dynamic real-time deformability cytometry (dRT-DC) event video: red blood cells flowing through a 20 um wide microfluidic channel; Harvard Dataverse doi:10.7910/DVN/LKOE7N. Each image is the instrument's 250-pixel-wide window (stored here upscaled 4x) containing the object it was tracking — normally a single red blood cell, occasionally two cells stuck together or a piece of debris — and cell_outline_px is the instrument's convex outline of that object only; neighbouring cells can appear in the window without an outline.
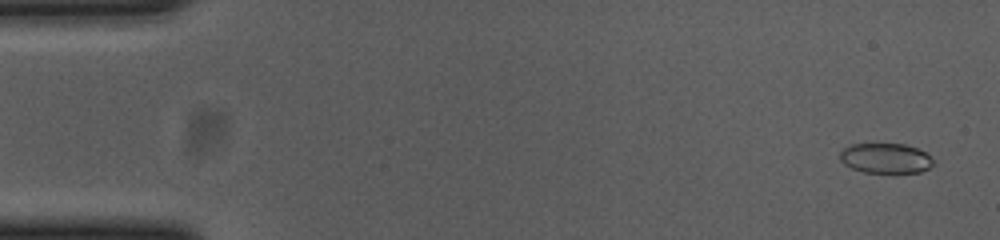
{"species": "common noctule bat (a hibernating species)", "species_latin": "Nyctalus noctula", "temperature_condition": "cold", "stored_images_in_passage": 56, "camera_frame_rate_fps": 3000, "um_per_image_px": 0.085, "animal": {"sex": "female", "body_mass_g": 23.0, "forearm_length_mm": 53.4}, "frame": {"image": 1, "passage_image": 3, "time_ms": 0.667, "image_size_px": [1000, 240], "cell_outline_px": [[932, 164], [928, 168], [920, 172], [864, 172], [852, 168], [844, 164], [840, 160], [840, 152], [848, 144], [904, 144], [916, 148], [924, 152], [932, 160]], "centroid_in_image_um": [75.22, 13.44], "position_along_channel_um": 9.8, "area_um2": 16.07}}
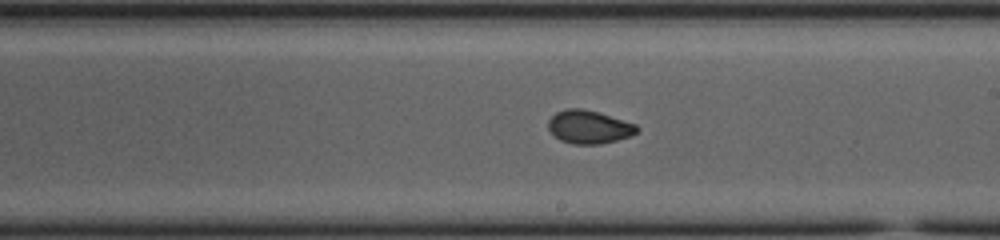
{"frame": {"image": 2, "passage_image": 32, "time_ms": 10.333, "image_size_px": [1000, 240], "cell_outline_px": [[640, 128], [632, 136], [600, 144], [572, 144], [560, 140], [548, 128], [548, 120], [556, 112], [568, 108], [580, 108], [596, 112], [636, 124]], "centroid_in_image_um": [50.06, 10.8], "position_along_channel_um": 238.9, "area_um2": 16.99}}
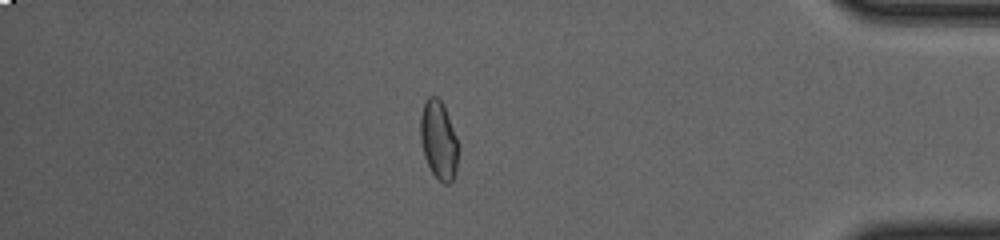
{"frame": {"image": 3, "passage_image": 48, "time_ms": 15.667, "image_size_px": [1000, 240], "cell_outline_px": [[456, 172], [452, 180], [448, 184], [444, 184], [432, 172], [424, 156], [420, 140], [420, 116], [424, 104], [428, 96], [436, 96], [444, 104], [456, 136]], "centroid_in_image_um": [37.26, 11.87], "position_along_channel_um": 397.9, "area_um2": 17.05}, "authors_computed_cell_mechanics": {"area_um2": 17.2822, "velocity_mm_per_s": 3.6897, "shape_relaxation_time_tau1_ms": 4.8878, "shape_relaxation_time_tau2_ms": 1.2936, "deformation_change_tau1": 0.1083, "deformation_change_tau2": 0.0396}}